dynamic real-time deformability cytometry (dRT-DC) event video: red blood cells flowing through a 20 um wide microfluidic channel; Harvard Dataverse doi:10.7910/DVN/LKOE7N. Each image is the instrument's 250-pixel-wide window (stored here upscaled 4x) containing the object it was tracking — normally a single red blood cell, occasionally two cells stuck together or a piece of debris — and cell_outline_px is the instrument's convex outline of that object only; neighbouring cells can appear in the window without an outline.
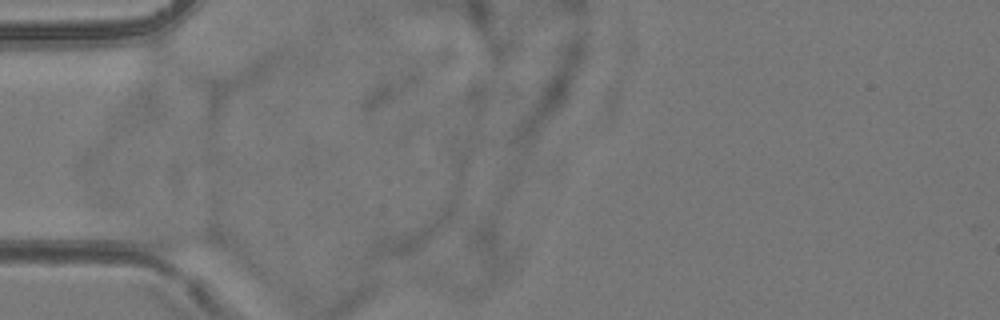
{"species": "common noctule bat (a hibernating species)", "species_latin": "Nyctalus noctula", "temperature_condition": "room temperature", "stored_images_in_passage": 2, "camera_frame_rate_fps": 3000, "um_per_image_px": 0.085, "animal": {"sex": "female", "body_mass_g": 24.6, "forearm_length_mm": 56.2}, "frame": {"image": 1, "passage_image": 1, "time_ms": 0.0, "image_size_px": [1000, 320], "cell_outline_px": [[224, 248], [168, 252], [156, 248], [148, 244], [140, 228], [148, 228], [216, 232], [220, 236], [224, 244]], "centroid_in_image_um": [15.47, 20.38], "position_along_channel_um": 69.5, "area_um2": 10.81}}